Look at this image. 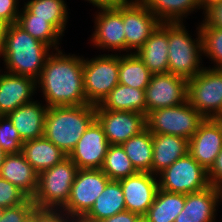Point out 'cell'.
Segmentation results:
<instances>
[{
    "label": "cell",
    "instance_id": "obj_3",
    "mask_svg": "<svg viewBox=\"0 0 222 222\" xmlns=\"http://www.w3.org/2000/svg\"><path fill=\"white\" fill-rule=\"evenodd\" d=\"M96 119V105L48 107L44 136L69 155Z\"/></svg>",
    "mask_w": 222,
    "mask_h": 222
},
{
    "label": "cell",
    "instance_id": "obj_35",
    "mask_svg": "<svg viewBox=\"0 0 222 222\" xmlns=\"http://www.w3.org/2000/svg\"><path fill=\"white\" fill-rule=\"evenodd\" d=\"M23 141L7 115L0 116V146L6 154L21 152Z\"/></svg>",
    "mask_w": 222,
    "mask_h": 222
},
{
    "label": "cell",
    "instance_id": "obj_18",
    "mask_svg": "<svg viewBox=\"0 0 222 222\" xmlns=\"http://www.w3.org/2000/svg\"><path fill=\"white\" fill-rule=\"evenodd\" d=\"M222 149V131L213 118L205 119L189 139L188 153L207 171Z\"/></svg>",
    "mask_w": 222,
    "mask_h": 222
},
{
    "label": "cell",
    "instance_id": "obj_2",
    "mask_svg": "<svg viewBox=\"0 0 222 222\" xmlns=\"http://www.w3.org/2000/svg\"><path fill=\"white\" fill-rule=\"evenodd\" d=\"M51 49L13 23L6 26L0 60L4 61L6 72L38 80L47 58L53 52Z\"/></svg>",
    "mask_w": 222,
    "mask_h": 222
},
{
    "label": "cell",
    "instance_id": "obj_29",
    "mask_svg": "<svg viewBox=\"0 0 222 222\" xmlns=\"http://www.w3.org/2000/svg\"><path fill=\"white\" fill-rule=\"evenodd\" d=\"M17 24L33 38L47 44L52 50L59 48L63 35L47 19L34 18V15L23 5L20 8ZM60 41V42H59Z\"/></svg>",
    "mask_w": 222,
    "mask_h": 222
},
{
    "label": "cell",
    "instance_id": "obj_5",
    "mask_svg": "<svg viewBox=\"0 0 222 222\" xmlns=\"http://www.w3.org/2000/svg\"><path fill=\"white\" fill-rule=\"evenodd\" d=\"M78 167L69 158L38 174L35 207L62 209L68 202Z\"/></svg>",
    "mask_w": 222,
    "mask_h": 222
},
{
    "label": "cell",
    "instance_id": "obj_8",
    "mask_svg": "<svg viewBox=\"0 0 222 222\" xmlns=\"http://www.w3.org/2000/svg\"><path fill=\"white\" fill-rule=\"evenodd\" d=\"M187 101L205 119L222 113V69L205 66L188 80Z\"/></svg>",
    "mask_w": 222,
    "mask_h": 222
},
{
    "label": "cell",
    "instance_id": "obj_49",
    "mask_svg": "<svg viewBox=\"0 0 222 222\" xmlns=\"http://www.w3.org/2000/svg\"><path fill=\"white\" fill-rule=\"evenodd\" d=\"M91 3L93 6H100L101 5V0H85Z\"/></svg>",
    "mask_w": 222,
    "mask_h": 222
},
{
    "label": "cell",
    "instance_id": "obj_1",
    "mask_svg": "<svg viewBox=\"0 0 222 222\" xmlns=\"http://www.w3.org/2000/svg\"><path fill=\"white\" fill-rule=\"evenodd\" d=\"M37 91L43 93L48 107L89 104L84 91L83 56L53 50L37 80Z\"/></svg>",
    "mask_w": 222,
    "mask_h": 222
},
{
    "label": "cell",
    "instance_id": "obj_20",
    "mask_svg": "<svg viewBox=\"0 0 222 222\" xmlns=\"http://www.w3.org/2000/svg\"><path fill=\"white\" fill-rule=\"evenodd\" d=\"M48 106L37 100L19 106L7 116L23 142L44 136Z\"/></svg>",
    "mask_w": 222,
    "mask_h": 222
},
{
    "label": "cell",
    "instance_id": "obj_37",
    "mask_svg": "<svg viewBox=\"0 0 222 222\" xmlns=\"http://www.w3.org/2000/svg\"><path fill=\"white\" fill-rule=\"evenodd\" d=\"M34 208L32 198H28L17 206L4 208L0 222H23Z\"/></svg>",
    "mask_w": 222,
    "mask_h": 222
},
{
    "label": "cell",
    "instance_id": "obj_7",
    "mask_svg": "<svg viewBox=\"0 0 222 222\" xmlns=\"http://www.w3.org/2000/svg\"><path fill=\"white\" fill-rule=\"evenodd\" d=\"M83 81L87 102L99 105L119 84V54H101L91 59L83 57Z\"/></svg>",
    "mask_w": 222,
    "mask_h": 222
},
{
    "label": "cell",
    "instance_id": "obj_27",
    "mask_svg": "<svg viewBox=\"0 0 222 222\" xmlns=\"http://www.w3.org/2000/svg\"><path fill=\"white\" fill-rule=\"evenodd\" d=\"M161 23H185V18L200 10L198 0H141Z\"/></svg>",
    "mask_w": 222,
    "mask_h": 222
},
{
    "label": "cell",
    "instance_id": "obj_46",
    "mask_svg": "<svg viewBox=\"0 0 222 222\" xmlns=\"http://www.w3.org/2000/svg\"><path fill=\"white\" fill-rule=\"evenodd\" d=\"M6 26L7 25L2 20H0V50H1L2 42H3V36L5 33Z\"/></svg>",
    "mask_w": 222,
    "mask_h": 222
},
{
    "label": "cell",
    "instance_id": "obj_21",
    "mask_svg": "<svg viewBox=\"0 0 222 222\" xmlns=\"http://www.w3.org/2000/svg\"><path fill=\"white\" fill-rule=\"evenodd\" d=\"M168 23H160L135 52L152 74L168 73Z\"/></svg>",
    "mask_w": 222,
    "mask_h": 222
},
{
    "label": "cell",
    "instance_id": "obj_44",
    "mask_svg": "<svg viewBox=\"0 0 222 222\" xmlns=\"http://www.w3.org/2000/svg\"><path fill=\"white\" fill-rule=\"evenodd\" d=\"M141 0H101V5H113V4H124V3H135Z\"/></svg>",
    "mask_w": 222,
    "mask_h": 222
},
{
    "label": "cell",
    "instance_id": "obj_16",
    "mask_svg": "<svg viewBox=\"0 0 222 222\" xmlns=\"http://www.w3.org/2000/svg\"><path fill=\"white\" fill-rule=\"evenodd\" d=\"M118 181L123 189L126 210L143 218L159 189L157 176L150 172H137Z\"/></svg>",
    "mask_w": 222,
    "mask_h": 222
},
{
    "label": "cell",
    "instance_id": "obj_33",
    "mask_svg": "<svg viewBox=\"0 0 222 222\" xmlns=\"http://www.w3.org/2000/svg\"><path fill=\"white\" fill-rule=\"evenodd\" d=\"M101 170L117 181L138 172L121 145H109Z\"/></svg>",
    "mask_w": 222,
    "mask_h": 222
},
{
    "label": "cell",
    "instance_id": "obj_25",
    "mask_svg": "<svg viewBox=\"0 0 222 222\" xmlns=\"http://www.w3.org/2000/svg\"><path fill=\"white\" fill-rule=\"evenodd\" d=\"M126 210L123 189L117 180H110L97 197L93 207L81 219L83 222H97Z\"/></svg>",
    "mask_w": 222,
    "mask_h": 222
},
{
    "label": "cell",
    "instance_id": "obj_15",
    "mask_svg": "<svg viewBox=\"0 0 222 222\" xmlns=\"http://www.w3.org/2000/svg\"><path fill=\"white\" fill-rule=\"evenodd\" d=\"M109 147L103 127L95 119L68 155L78 169H101Z\"/></svg>",
    "mask_w": 222,
    "mask_h": 222
},
{
    "label": "cell",
    "instance_id": "obj_17",
    "mask_svg": "<svg viewBox=\"0 0 222 222\" xmlns=\"http://www.w3.org/2000/svg\"><path fill=\"white\" fill-rule=\"evenodd\" d=\"M1 70L0 116H3L35 100L33 96L37 93V80Z\"/></svg>",
    "mask_w": 222,
    "mask_h": 222
},
{
    "label": "cell",
    "instance_id": "obj_34",
    "mask_svg": "<svg viewBox=\"0 0 222 222\" xmlns=\"http://www.w3.org/2000/svg\"><path fill=\"white\" fill-rule=\"evenodd\" d=\"M202 36L203 56L208 58L212 64L210 68L222 69V29L204 25L199 22Z\"/></svg>",
    "mask_w": 222,
    "mask_h": 222
},
{
    "label": "cell",
    "instance_id": "obj_51",
    "mask_svg": "<svg viewBox=\"0 0 222 222\" xmlns=\"http://www.w3.org/2000/svg\"><path fill=\"white\" fill-rule=\"evenodd\" d=\"M73 222H83L81 219H75Z\"/></svg>",
    "mask_w": 222,
    "mask_h": 222
},
{
    "label": "cell",
    "instance_id": "obj_39",
    "mask_svg": "<svg viewBox=\"0 0 222 222\" xmlns=\"http://www.w3.org/2000/svg\"><path fill=\"white\" fill-rule=\"evenodd\" d=\"M74 220L62 209L37 207V222H73Z\"/></svg>",
    "mask_w": 222,
    "mask_h": 222
},
{
    "label": "cell",
    "instance_id": "obj_50",
    "mask_svg": "<svg viewBox=\"0 0 222 222\" xmlns=\"http://www.w3.org/2000/svg\"><path fill=\"white\" fill-rule=\"evenodd\" d=\"M3 211H4V208L0 207V219H1V217H2Z\"/></svg>",
    "mask_w": 222,
    "mask_h": 222
},
{
    "label": "cell",
    "instance_id": "obj_40",
    "mask_svg": "<svg viewBox=\"0 0 222 222\" xmlns=\"http://www.w3.org/2000/svg\"><path fill=\"white\" fill-rule=\"evenodd\" d=\"M203 14L204 25L222 29V1L211 6Z\"/></svg>",
    "mask_w": 222,
    "mask_h": 222
},
{
    "label": "cell",
    "instance_id": "obj_45",
    "mask_svg": "<svg viewBox=\"0 0 222 222\" xmlns=\"http://www.w3.org/2000/svg\"><path fill=\"white\" fill-rule=\"evenodd\" d=\"M23 222H37V207L33 209Z\"/></svg>",
    "mask_w": 222,
    "mask_h": 222
},
{
    "label": "cell",
    "instance_id": "obj_31",
    "mask_svg": "<svg viewBox=\"0 0 222 222\" xmlns=\"http://www.w3.org/2000/svg\"><path fill=\"white\" fill-rule=\"evenodd\" d=\"M23 5L34 18L47 19L64 36L70 10L65 0H27Z\"/></svg>",
    "mask_w": 222,
    "mask_h": 222
},
{
    "label": "cell",
    "instance_id": "obj_26",
    "mask_svg": "<svg viewBox=\"0 0 222 222\" xmlns=\"http://www.w3.org/2000/svg\"><path fill=\"white\" fill-rule=\"evenodd\" d=\"M99 106L104 110L132 111L146 115L145 90L117 84Z\"/></svg>",
    "mask_w": 222,
    "mask_h": 222
},
{
    "label": "cell",
    "instance_id": "obj_22",
    "mask_svg": "<svg viewBox=\"0 0 222 222\" xmlns=\"http://www.w3.org/2000/svg\"><path fill=\"white\" fill-rule=\"evenodd\" d=\"M0 177L17 186L29 198H33L37 192L38 173L21 152L5 155Z\"/></svg>",
    "mask_w": 222,
    "mask_h": 222
},
{
    "label": "cell",
    "instance_id": "obj_41",
    "mask_svg": "<svg viewBox=\"0 0 222 222\" xmlns=\"http://www.w3.org/2000/svg\"><path fill=\"white\" fill-rule=\"evenodd\" d=\"M208 180L211 186L222 190V149L208 170Z\"/></svg>",
    "mask_w": 222,
    "mask_h": 222
},
{
    "label": "cell",
    "instance_id": "obj_47",
    "mask_svg": "<svg viewBox=\"0 0 222 222\" xmlns=\"http://www.w3.org/2000/svg\"><path fill=\"white\" fill-rule=\"evenodd\" d=\"M216 123L220 126L221 128V131H222V113L216 115L214 118H213Z\"/></svg>",
    "mask_w": 222,
    "mask_h": 222
},
{
    "label": "cell",
    "instance_id": "obj_12",
    "mask_svg": "<svg viewBox=\"0 0 222 222\" xmlns=\"http://www.w3.org/2000/svg\"><path fill=\"white\" fill-rule=\"evenodd\" d=\"M146 115L187 101V80L171 73L152 74L145 89Z\"/></svg>",
    "mask_w": 222,
    "mask_h": 222
},
{
    "label": "cell",
    "instance_id": "obj_43",
    "mask_svg": "<svg viewBox=\"0 0 222 222\" xmlns=\"http://www.w3.org/2000/svg\"><path fill=\"white\" fill-rule=\"evenodd\" d=\"M222 0H198L199 2V6H200V9H203L202 11V14L207 10L209 9L211 6H213L214 4L216 3H219L221 2Z\"/></svg>",
    "mask_w": 222,
    "mask_h": 222
},
{
    "label": "cell",
    "instance_id": "obj_9",
    "mask_svg": "<svg viewBox=\"0 0 222 222\" xmlns=\"http://www.w3.org/2000/svg\"><path fill=\"white\" fill-rule=\"evenodd\" d=\"M157 178L159 189L185 195L210 186L208 171L189 153L159 173Z\"/></svg>",
    "mask_w": 222,
    "mask_h": 222
},
{
    "label": "cell",
    "instance_id": "obj_42",
    "mask_svg": "<svg viewBox=\"0 0 222 222\" xmlns=\"http://www.w3.org/2000/svg\"><path fill=\"white\" fill-rule=\"evenodd\" d=\"M140 219L141 217L138 214L125 210L107 219L97 222H139Z\"/></svg>",
    "mask_w": 222,
    "mask_h": 222
},
{
    "label": "cell",
    "instance_id": "obj_23",
    "mask_svg": "<svg viewBox=\"0 0 222 222\" xmlns=\"http://www.w3.org/2000/svg\"><path fill=\"white\" fill-rule=\"evenodd\" d=\"M189 140L177 135L153 134L151 173L158 175L176 160L188 154Z\"/></svg>",
    "mask_w": 222,
    "mask_h": 222
},
{
    "label": "cell",
    "instance_id": "obj_24",
    "mask_svg": "<svg viewBox=\"0 0 222 222\" xmlns=\"http://www.w3.org/2000/svg\"><path fill=\"white\" fill-rule=\"evenodd\" d=\"M21 153L38 174L68 157L45 136L24 142Z\"/></svg>",
    "mask_w": 222,
    "mask_h": 222
},
{
    "label": "cell",
    "instance_id": "obj_48",
    "mask_svg": "<svg viewBox=\"0 0 222 222\" xmlns=\"http://www.w3.org/2000/svg\"><path fill=\"white\" fill-rule=\"evenodd\" d=\"M6 153L4 152V150L2 149V147L0 146V171H1V167L3 165V161L5 158Z\"/></svg>",
    "mask_w": 222,
    "mask_h": 222
},
{
    "label": "cell",
    "instance_id": "obj_36",
    "mask_svg": "<svg viewBox=\"0 0 222 222\" xmlns=\"http://www.w3.org/2000/svg\"><path fill=\"white\" fill-rule=\"evenodd\" d=\"M28 198L17 186L0 177V207H14L24 203Z\"/></svg>",
    "mask_w": 222,
    "mask_h": 222
},
{
    "label": "cell",
    "instance_id": "obj_38",
    "mask_svg": "<svg viewBox=\"0 0 222 222\" xmlns=\"http://www.w3.org/2000/svg\"><path fill=\"white\" fill-rule=\"evenodd\" d=\"M24 1V0H23ZM19 0H0V20L6 25L17 23L18 15L20 13Z\"/></svg>",
    "mask_w": 222,
    "mask_h": 222
},
{
    "label": "cell",
    "instance_id": "obj_6",
    "mask_svg": "<svg viewBox=\"0 0 222 222\" xmlns=\"http://www.w3.org/2000/svg\"><path fill=\"white\" fill-rule=\"evenodd\" d=\"M205 118L186 101L181 105L147 112L146 128L152 134L177 135L190 139Z\"/></svg>",
    "mask_w": 222,
    "mask_h": 222
},
{
    "label": "cell",
    "instance_id": "obj_4",
    "mask_svg": "<svg viewBox=\"0 0 222 222\" xmlns=\"http://www.w3.org/2000/svg\"><path fill=\"white\" fill-rule=\"evenodd\" d=\"M196 30L197 37L192 39L183 22L168 23V73L187 81L205 67L202 64V36L199 24Z\"/></svg>",
    "mask_w": 222,
    "mask_h": 222
},
{
    "label": "cell",
    "instance_id": "obj_11",
    "mask_svg": "<svg viewBox=\"0 0 222 222\" xmlns=\"http://www.w3.org/2000/svg\"><path fill=\"white\" fill-rule=\"evenodd\" d=\"M94 15V30L90 43L100 50L121 51L126 54V40L122 18V4L100 5ZM111 49V50H110Z\"/></svg>",
    "mask_w": 222,
    "mask_h": 222
},
{
    "label": "cell",
    "instance_id": "obj_19",
    "mask_svg": "<svg viewBox=\"0 0 222 222\" xmlns=\"http://www.w3.org/2000/svg\"><path fill=\"white\" fill-rule=\"evenodd\" d=\"M221 201V189L209 186L201 191L185 195L183 210L174 222H216Z\"/></svg>",
    "mask_w": 222,
    "mask_h": 222
},
{
    "label": "cell",
    "instance_id": "obj_13",
    "mask_svg": "<svg viewBox=\"0 0 222 222\" xmlns=\"http://www.w3.org/2000/svg\"><path fill=\"white\" fill-rule=\"evenodd\" d=\"M126 54L137 52L161 23L141 2L122 4Z\"/></svg>",
    "mask_w": 222,
    "mask_h": 222
},
{
    "label": "cell",
    "instance_id": "obj_14",
    "mask_svg": "<svg viewBox=\"0 0 222 222\" xmlns=\"http://www.w3.org/2000/svg\"><path fill=\"white\" fill-rule=\"evenodd\" d=\"M96 119L109 145H121L146 129V115L138 112L104 110L96 105Z\"/></svg>",
    "mask_w": 222,
    "mask_h": 222
},
{
    "label": "cell",
    "instance_id": "obj_10",
    "mask_svg": "<svg viewBox=\"0 0 222 222\" xmlns=\"http://www.w3.org/2000/svg\"><path fill=\"white\" fill-rule=\"evenodd\" d=\"M109 181L101 169H78L69 200L62 210L74 219H82Z\"/></svg>",
    "mask_w": 222,
    "mask_h": 222
},
{
    "label": "cell",
    "instance_id": "obj_32",
    "mask_svg": "<svg viewBox=\"0 0 222 222\" xmlns=\"http://www.w3.org/2000/svg\"><path fill=\"white\" fill-rule=\"evenodd\" d=\"M151 76L136 53L119 54V84L145 90Z\"/></svg>",
    "mask_w": 222,
    "mask_h": 222
},
{
    "label": "cell",
    "instance_id": "obj_28",
    "mask_svg": "<svg viewBox=\"0 0 222 222\" xmlns=\"http://www.w3.org/2000/svg\"><path fill=\"white\" fill-rule=\"evenodd\" d=\"M185 205V194L158 189L154 202L143 217L146 222H174Z\"/></svg>",
    "mask_w": 222,
    "mask_h": 222
},
{
    "label": "cell",
    "instance_id": "obj_30",
    "mask_svg": "<svg viewBox=\"0 0 222 222\" xmlns=\"http://www.w3.org/2000/svg\"><path fill=\"white\" fill-rule=\"evenodd\" d=\"M138 172H150L153 159V134L146 128L121 144Z\"/></svg>",
    "mask_w": 222,
    "mask_h": 222
},
{
    "label": "cell",
    "instance_id": "obj_52",
    "mask_svg": "<svg viewBox=\"0 0 222 222\" xmlns=\"http://www.w3.org/2000/svg\"><path fill=\"white\" fill-rule=\"evenodd\" d=\"M139 222H146L143 218H141L140 220H139Z\"/></svg>",
    "mask_w": 222,
    "mask_h": 222
}]
</instances>
